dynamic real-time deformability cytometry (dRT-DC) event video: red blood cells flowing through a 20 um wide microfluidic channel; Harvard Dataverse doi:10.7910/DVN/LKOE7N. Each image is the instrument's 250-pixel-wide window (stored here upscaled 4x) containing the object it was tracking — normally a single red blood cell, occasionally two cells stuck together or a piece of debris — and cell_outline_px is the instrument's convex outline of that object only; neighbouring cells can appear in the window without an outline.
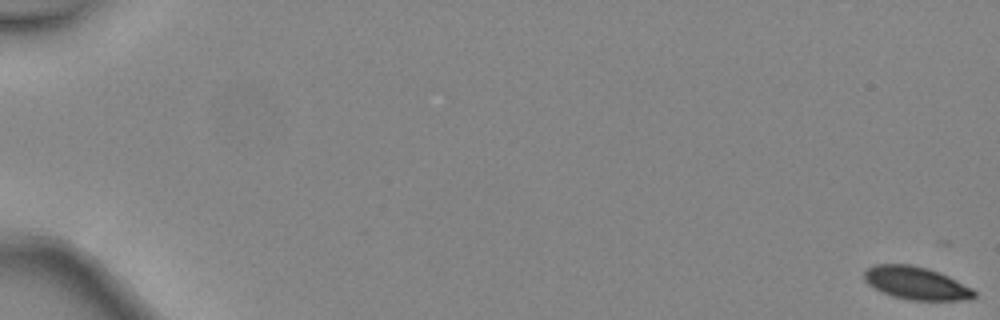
{"species": "common noctule bat (a hibernating species)", "species_latin": "Nyctalus noctula", "temperature_condition": "warm", "stored_images_in_passage": 48, "camera_frame_rate_fps": 3000, "um_per_image_px": 0.085, "animal": {"sex": "female", "body_mass_g": 24.6, "forearm_length_mm": 56.2}, "frame": {"image": 1, "passage_image": 1, "time_ms": 0.0, "image_size_px": [1000, 320], "cell_outline_px": [[976, 296], [972, 300], [908, 300], [892, 296], [868, 284], [864, 280], [864, 272], [868, 268], [876, 264], [912, 264], [928, 268], [940, 272], [972, 288], [976, 292]], "centroid_in_image_um": [77.91, 24.06], "position_along_channel_um": 7.1, "area_um2": 21.1}}
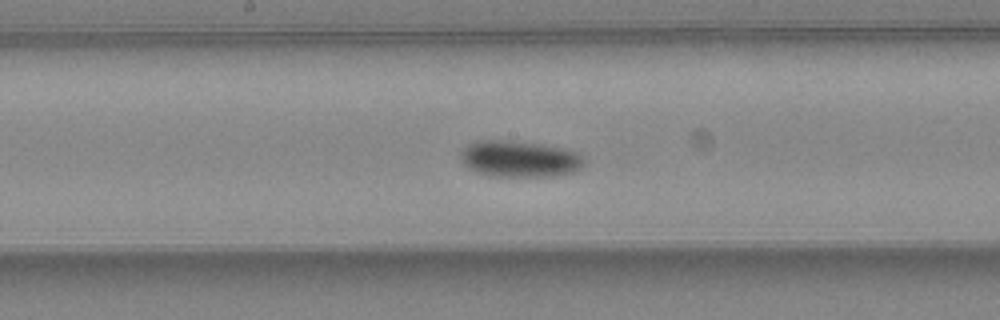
{"frame": {"image": 2, "passage_image": 28, "time_ms": 9.0, "image_size_px": [1000, 320], "cell_outline_px": [[584, 164], [576, 172], [556, 176], [488, 176], [476, 172], [468, 168], [460, 160], [460, 152], [468, 144], [476, 140], [512, 140], [544, 144], [564, 148], [576, 152], [584, 160]], "centroid_in_image_um": [44.14, 13.5], "position_along_channel_um": 204.1, "area_um2": 26.59}}
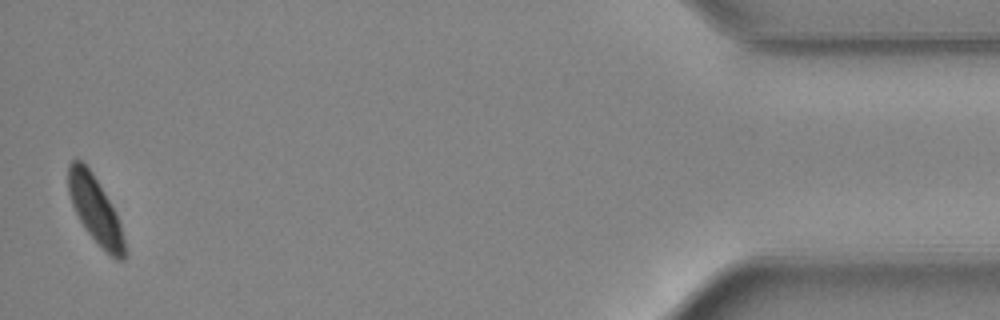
{"frame": {"image": 3, "passage_image": 48, "time_ms": 15.667, "image_size_px": [1000, 320], "cell_outline_px": [[124, 260], [116, 260], [88, 232], [80, 220], [72, 204], [68, 192], [68, 164], [72, 160], [80, 160], [92, 172], [116, 212], [120, 224], [124, 240]], "centroid_in_image_um": [8.08, 17.78], "position_along_channel_um": 427.1, "area_um2": 21.21}, "authors_computed_cell_mechanics": {"area_um2": 23.698, "velocity_mm_per_s": 4.4981, "shape_relaxation_time_tau1_ms": 5.3952, "shape_relaxation_time_tau2_ms": null, "deformation_change_tau1": 0.1339, "deformation_change_tau2": null}}